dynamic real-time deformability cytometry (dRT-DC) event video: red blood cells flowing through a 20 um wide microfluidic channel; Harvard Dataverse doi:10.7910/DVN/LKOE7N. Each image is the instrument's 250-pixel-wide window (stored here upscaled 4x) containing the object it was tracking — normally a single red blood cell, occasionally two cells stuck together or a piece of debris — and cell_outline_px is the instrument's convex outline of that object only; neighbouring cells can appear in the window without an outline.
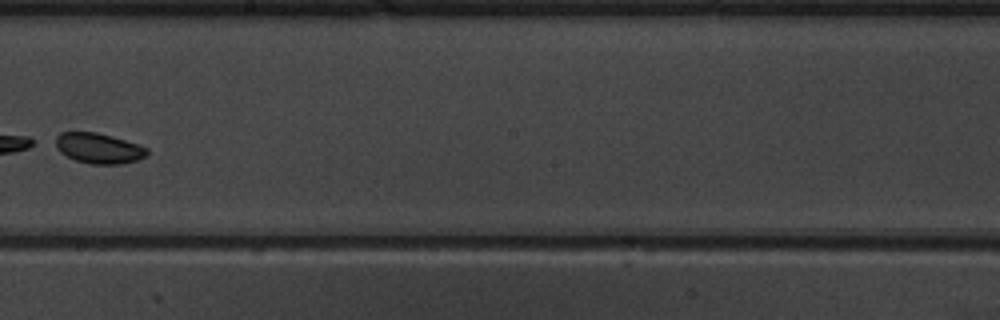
{"species": "common noctule bat (a hibernating species)", "species_latin": "Nyctalus noctula", "temperature_condition": "warm", "stored_images_in_passage": 8, "camera_frame_rate_fps": 3000, "um_per_image_px": 0.085, "animal": {"sex": "male", "body_mass_g": 19.5, "forearm_length_mm": 54.6}, "frame": {"image": 1, "passage_image": 8, "time_ms": 8.333, "image_size_px": [1000, 320], "cell_outline_px": [[148, 156], [136, 160], [120, 164], [88, 164], [76, 160], [60, 152], [56, 148], [56, 136], [60, 132], [96, 132], [112, 136], [148, 148]], "centroid_in_image_um": [8.38, 12.6], "position_along_channel_um": 239.8, "area_um2": 16.13}}